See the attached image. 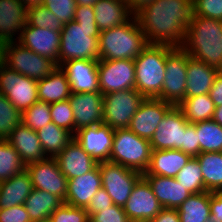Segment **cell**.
<instances>
[{
	"mask_svg": "<svg viewBox=\"0 0 222 222\" xmlns=\"http://www.w3.org/2000/svg\"><path fill=\"white\" fill-rule=\"evenodd\" d=\"M113 205L111 197L105 191L103 187H101L97 193L90 200L86 211L91 218L94 214H97L99 211L105 208H109Z\"/></svg>",
	"mask_w": 222,
	"mask_h": 222,
	"instance_id": "cell-48",
	"label": "cell"
},
{
	"mask_svg": "<svg viewBox=\"0 0 222 222\" xmlns=\"http://www.w3.org/2000/svg\"><path fill=\"white\" fill-rule=\"evenodd\" d=\"M210 214L222 222V191L210 192Z\"/></svg>",
	"mask_w": 222,
	"mask_h": 222,
	"instance_id": "cell-50",
	"label": "cell"
},
{
	"mask_svg": "<svg viewBox=\"0 0 222 222\" xmlns=\"http://www.w3.org/2000/svg\"><path fill=\"white\" fill-rule=\"evenodd\" d=\"M209 96L214 102L215 107L222 106V72H218L215 76Z\"/></svg>",
	"mask_w": 222,
	"mask_h": 222,
	"instance_id": "cell-51",
	"label": "cell"
},
{
	"mask_svg": "<svg viewBox=\"0 0 222 222\" xmlns=\"http://www.w3.org/2000/svg\"><path fill=\"white\" fill-rule=\"evenodd\" d=\"M52 122L74 134V115L69 99L50 104Z\"/></svg>",
	"mask_w": 222,
	"mask_h": 222,
	"instance_id": "cell-42",
	"label": "cell"
},
{
	"mask_svg": "<svg viewBox=\"0 0 222 222\" xmlns=\"http://www.w3.org/2000/svg\"><path fill=\"white\" fill-rule=\"evenodd\" d=\"M194 16L222 21V0H192Z\"/></svg>",
	"mask_w": 222,
	"mask_h": 222,
	"instance_id": "cell-45",
	"label": "cell"
},
{
	"mask_svg": "<svg viewBox=\"0 0 222 222\" xmlns=\"http://www.w3.org/2000/svg\"><path fill=\"white\" fill-rule=\"evenodd\" d=\"M21 122L34 131L45 127L52 122L50 104L40 100L36 101L22 113Z\"/></svg>",
	"mask_w": 222,
	"mask_h": 222,
	"instance_id": "cell-40",
	"label": "cell"
},
{
	"mask_svg": "<svg viewBox=\"0 0 222 222\" xmlns=\"http://www.w3.org/2000/svg\"><path fill=\"white\" fill-rule=\"evenodd\" d=\"M43 6L51 11L62 24L74 21L77 6L75 0H44Z\"/></svg>",
	"mask_w": 222,
	"mask_h": 222,
	"instance_id": "cell-44",
	"label": "cell"
},
{
	"mask_svg": "<svg viewBox=\"0 0 222 222\" xmlns=\"http://www.w3.org/2000/svg\"><path fill=\"white\" fill-rule=\"evenodd\" d=\"M150 140L129 128L115 129L109 161L144 174L151 162Z\"/></svg>",
	"mask_w": 222,
	"mask_h": 222,
	"instance_id": "cell-6",
	"label": "cell"
},
{
	"mask_svg": "<svg viewBox=\"0 0 222 222\" xmlns=\"http://www.w3.org/2000/svg\"><path fill=\"white\" fill-rule=\"evenodd\" d=\"M148 45L135 16L128 22L100 32V60L135 59Z\"/></svg>",
	"mask_w": 222,
	"mask_h": 222,
	"instance_id": "cell-4",
	"label": "cell"
},
{
	"mask_svg": "<svg viewBox=\"0 0 222 222\" xmlns=\"http://www.w3.org/2000/svg\"><path fill=\"white\" fill-rule=\"evenodd\" d=\"M212 119L222 126V106L215 107V111H214V115Z\"/></svg>",
	"mask_w": 222,
	"mask_h": 222,
	"instance_id": "cell-55",
	"label": "cell"
},
{
	"mask_svg": "<svg viewBox=\"0 0 222 222\" xmlns=\"http://www.w3.org/2000/svg\"><path fill=\"white\" fill-rule=\"evenodd\" d=\"M0 61L8 68L37 81L58 68L53 60L33 52L17 41L0 45Z\"/></svg>",
	"mask_w": 222,
	"mask_h": 222,
	"instance_id": "cell-7",
	"label": "cell"
},
{
	"mask_svg": "<svg viewBox=\"0 0 222 222\" xmlns=\"http://www.w3.org/2000/svg\"><path fill=\"white\" fill-rule=\"evenodd\" d=\"M145 97L135 88L103 95V123L113 130L128 128Z\"/></svg>",
	"mask_w": 222,
	"mask_h": 222,
	"instance_id": "cell-9",
	"label": "cell"
},
{
	"mask_svg": "<svg viewBox=\"0 0 222 222\" xmlns=\"http://www.w3.org/2000/svg\"><path fill=\"white\" fill-rule=\"evenodd\" d=\"M62 203L58 196L33 188L25 200L24 207L31 221H38L48 219Z\"/></svg>",
	"mask_w": 222,
	"mask_h": 222,
	"instance_id": "cell-31",
	"label": "cell"
},
{
	"mask_svg": "<svg viewBox=\"0 0 222 222\" xmlns=\"http://www.w3.org/2000/svg\"><path fill=\"white\" fill-rule=\"evenodd\" d=\"M99 89L104 94L135 88L133 59L99 60Z\"/></svg>",
	"mask_w": 222,
	"mask_h": 222,
	"instance_id": "cell-12",
	"label": "cell"
},
{
	"mask_svg": "<svg viewBox=\"0 0 222 222\" xmlns=\"http://www.w3.org/2000/svg\"><path fill=\"white\" fill-rule=\"evenodd\" d=\"M32 222H51L50 219H44V220H38V221H32Z\"/></svg>",
	"mask_w": 222,
	"mask_h": 222,
	"instance_id": "cell-58",
	"label": "cell"
},
{
	"mask_svg": "<svg viewBox=\"0 0 222 222\" xmlns=\"http://www.w3.org/2000/svg\"><path fill=\"white\" fill-rule=\"evenodd\" d=\"M172 107V104L161 99L145 98L133 115L128 128L139 137L150 140Z\"/></svg>",
	"mask_w": 222,
	"mask_h": 222,
	"instance_id": "cell-17",
	"label": "cell"
},
{
	"mask_svg": "<svg viewBox=\"0 0 222 222\" xmlns=\"http://www.w3.org/2000/svg\"><path fill=\"white\" fill-rule=\"evenodd\" d=\"M71 94L68 78L60 67L44 79L38 80V99L40 101L52 104L69 99Z\"/></svg>",
	"mask_w": 222,
	"mask_h": 222,
	"instance_id": "cell-30",
	"label": "cell"
},
{
	"mask_svg": "<svg viewBox=\"0 0 222 222\" xmlns=\"http://www.w3.org/2000/svg\"><path fill=\"white\" fill-rule=\"evenodd\" d=\"M163 208L177 209L192 193L175 177L143 175Z\"/></svg>",
	"mask_w": 222,
	"mask_h": 222,
	"instance_id": "cell-25",
	"label": "cell"
},
{
	"mask_svg": "<svg viewBox=\"0 0 222 222\" xmlns=\"http://www.w3.org/2000/svg\"><path fill=\"white\" fill-rule=\"evenodd\" d=\"M98 62L77 59L68 60L59 66L68 78L72 93L100 92Z\"/></svg>",
	"mask_w": 222,
	"mask_h": 222,
	"instance_id": "cell-19",
	"label": "cell"
},
{
	"mask_svg": "<svg viewBox=\"0 0 222 222\" xmlns=\"http://www.w3.org/2000/svg\"><path fill=\"white\" fill-rule=\"evenodd\" d=\"M55 159L67 179L82 176L98 164L75 139Z\"/></svg>",
	"mask_w": 222,
	"mask_h": 222,
	"instance_id": "cell-23",
	"label": "cell"
},
{
	"mask_svg": "<svg viewBox=\"0 0 222 222\" xmlns=\"http://www.w3.org/2000/svg\"><path fill=\"white\" fill-rule=\"evenodd\" d=\"M148 222H180L177 209L163 208L159 214Z\"/></svg>",
	"mask_w": 222,
	"mask_h": 222,
	"instance_id": "cell-52",
	"label": "cell"
},
{
	"mask_svg": "<svg viewBox=\"0 0 222 222\" xmlns=\"http://www.w3.org/2000/svg\"><path fill=\"white\" fill-rule=\"evenodd\" d=\"M148 44L182 45L194 17L192 0H154L134 13Z\"/></svg>",
	"mask_w": 222,
	"mask_h": 222,
	"instance_id": "cell-1",
	"label": "cell"
},
{
	"mask_svg": "<svg viewBox=\"0 0 222 222\" xmlns=\"http://www.w3.org/2000/svg\"><path fill=\"white\" fill-rule=\"evenodd\" d=\"M49 219L51 222H90L86 209L73 207L64 202L50 215Z\"/></svg>",
	"mask_w": 222,
	"mask_h": 222,
	"instance_id": "cell-43",
	"label": "cell"
},
{
	"mask_svg": "<svg viewBox=\"0 0 222 222\" xmlns=\"http://www.w3.org/2000/svg\"><path fill=\"white\" fill-rule=\"evenodd\" d=\"M26 19L27 9L19 0H0V45L18 41Z\"/></svg>",
	"mask_w": 222,
	"mask_h": 222,
	"instance_id": "cell-22",
	"label": "cell"
},
{
	"mask_svg": "<svg viewBox=\"0 0 222 222\" xmlns=\"http://www.w3.org/2000/svg\"><path fill=\"white\" fill-rule=\"evenodd\" d=\"M7 141L18 152L25 165L46 159L36 131L22 122L12 131Z\"/></svg>",
	"mask_w": 222,
	"mask_h": 222,
	"instance_id": "cell-24",
	"label": "cell"
},
{
	"mask_svg": "<svg viewBox=\"0 0 222 222\" xmlns=\"http://www.w3.org/2000/svg\"><path fill=\"white\" fill-rule=\"evenodd\" d=\"M90 222H130L123 207L113 204L90 218Z\"/></svg>",
	"mask_w": 222,
	"mask_h": 222,
	"instance_id": "cell-46",
	"label": "cell"
},
{
	"mask_svg": "<svg viewBox=\"0 0 222 222\" xmlns=\"http://www.w3.org/2000/svg\"><path fill=\"white\" fill-rule=\"evenodd\" d=\"M206 222H221L219 219H214L210 217Z\"/></svg>",
	"mask_w": 222,
	"mask_h": 222,
	"instance_id": "cell-57",
	"label": "cell"
},
{
	"mask_svg": "<svg viewBox=\"0 0 222 222\" xmlns=\"http://www.w3.org/2000/svg\"><path fill=\"white\" fill-rule=\"evenodd\" d=\"M74 115V134L86 126L103 124V94L72 93L69 98Z\"/></svg>",
	"mask_w": 222,
	"mask_h": 222,
	"instance_id": "cell-20",
	"label": "cell"
},
{
	"mask_svg": "<svg viewBox=\"0 0 222 222\" xmlns=\"http://www.w3.org/2000/svg\"><path fill=\"white\" fill-rule=\"evenodd\" d=\"M32 190L31 178L26 169L0 182V209L23 205Z\"/></svg>",
	"mask_w": 222,
	"mask_h": 222,
	"instance_id": "cell-29",
	"label": "cell"
},
{
	"mask_svg": "<svg viewBox=\"0 0 222 222\" xmlns=\"http://www.w3.org/2000/svg\"><path fill=\"white\" fill-rule=\"evenodd\" d=\"M26 24L32 27L61 31L64 24L57 20L56 16L45 6L32 7L27 10Z\"/></svg>",
	"mask_w": 222,
	"mask_h": 222,
	"instance_id": "cell-41",
	"label": "cell"
},
{
	"mask_svg": "<svg viewBox=\"0 0 222 222\" xmlns=\"http://www.w3.org/2000/svg\"><path fill=\"white\" fill-rule=\"evenodd\" d=\"M102 187L99 163L88 173L68 179L64 203L86 209L90 200Z\"/></svg>",
	"mask_w": 222,
	"mask_h": 222,
	"instance_id": "cell-21",
	"label": "cell"
},
{
	"mask_svg": "<svg viewBox=\"0 0 222 222\" xmlns=\"http://www.w3.org/2000/svg\"><path fill=\"white\" fill-rule=\"evenodd\" d=\"M189 124L178 106H173L159 123L150 139L152 150H179L183 145L184 134Z\"/></svg>",
	"mask_w": 222,
	"mask_h": 222,
	"instance_id": "cell-14",
	"label": "cell"
},
{
	"mask_svg": "<svg viewBox=\"0 0 222 222\" xmlns=\"http://www.w3.org/2000/svg\"><path fill=\"white\" fill-rule=\"evenodd\" d=\"M191 156L177 149L152 150L151 162L143 175L175 177Z\"/></svg>",
	"mask_w": 222,
	"mask_h": 222,
	"instance_id": "cell-27",
	"label": "cell"
},
{
	"mask_svg": "<svg viewBox=\"0 0 222 222\" xmlns=\"http://www.w3.org/2000/svg\"><path fill=\"white\" fill-rule=\"evenodd\" d=\"M22 114L0 92V140H7L14 128L21 123Z\"/></svg>",
	"mask_w": 222,
	"mask_h": 222,
	"instance_id": "cell-39",
	"label": "cell"
},
{
	"mask_svg": "<svg viewBox=\"0 0 222 222\" xmlns=\"http://www.w3.org/2000/svg\"><path fill=\"white\" fill-rule=\"evenodd\" d=\"M195 124L200 153L222 152V126L213 119Z\"/></svg>",
	"mask_w": 222,
	"mask_h": 222,
	"instance_id": "cell-36",
	"label": "cell"
},
{
	"mask_svg": "<svg viewBox=\"0 0 222 222\" xmlns=\"http://www.w3.org/2000/svg\"><path fill=\"white\" fill-rule=\"evenodd\" d=\"M25 169L26 165L13 146L7 140H0V182L8 180Z\"/></svg>",
	"mask_w": 222,
	"mask_h": 222,
	"instance_id": "cell-37",
	"label": "cell"
},
{
	"mask_svg": "<svg viewBox=\"0 0 222 222\" xmlns=\"http://www.w3.org/2000/svg\"><path fill=\"white\" fill-rule=\"evenodd\" d=\"M28 10L32 7H38L40 5H43L44 0H19Z\"/></svg>",
	"mask_w": 222,
	"mask_h": 222,
	"instance_id": "cell-54",
	"label": "cell"
},
{
	"mask_svg": "<svg viewBox=\"0 0 222 222\" xmlns=\"http://www.w3.org/2000/svg\"><path fill=\"white\" fill-rule=\"evenodd\" d=\"M0 222H32L24 204L0 209Z\"/></svg>",
	"mask_w": 222,
	"mask_h": 222,
	"instance_id": "cell-49",
	"label": "cell"
},
{
	"mask_svg": "<svg viewBox=\"0 0 222 222\" xmlns=\"http://www.w3.org/2000/svg\"><path fill=\"white\" fill-rule=\"evenodd\" d=\"M219 71L190 55L187 62L186 97L209 94Z\"/></svg>",
	"mask_w": 222,
	"mask_h": 222,
	"instance_id": "cell-28",
	"label": "cell"
},
{
	"mask_svg": "<svg viewBox=\"0 0 222 222\" xmlns=\"http://www.w3.org/2000/svg\"><path fill=\"white\" fill-rule=\"evenodd\" d=\"M93 7L100 32L125 24L134 16L125 0H98Z\"/></svg>",
	"mask_w": 222,
	"mask_h": 222,
	"instance_id": "cell-26",
	"label": "cell"
},
{
	"mask_svg": "<svg viewBox=\"0 0 222 222\" xmlns=\"http://www.w3.org/2000/svg\"><path fill=\"white\" fill-rule=\"evenodd\" d=\"M178 108L190 124L211 120L215 111L214 102L209 94L185 97Z\"/></svg>",
	"mask_w": 222,
	"mask_h": 222,
	"instance_id": "cell-35",
	"label": "cell"
},
{
	"mask_svg": "<svg viewBox=\"0 0 222 222\" xmlns=\"http://www.w3.org/2000/svg\"><path fill=\"white\" fill-rule=\"evenodd\" d=\"M130 221L148 222L163 209L148 181L142 176L135 184L129 199L123 206Z\"/></svg>",
	"mask_w": 222,
	"mask_h": 222,
	"instance_id": "cell-15",
	"label": "cell"
},
{
	"mask_svg": "<svg viewBox=\"0 0 222 222\" xmlns=\"http://www.w3.org/2000/svg\"><path fill=\"white\" fill-rule=\"evenodd\" d=\"M113 137L114 130L104 123L80 128L74 134V139L97 163L109 161Z\"/></svg>",
	"mask_w": 222,
	"mask_h": 222,
	"instance_id": "cell-16",
	"label": "cell"
},
{
	"mask_svg": "<svg viewBox=\"0 0 222 222\" xmlns=\"http://www.w3.org/2000/svg\"><path fill=\"white\" fill-rule=\"evenodd\" d=\"M175 179L192 194L206 191L202 170L196 157L190 158L175 176Z\"/></svg>",
	"mask_w": 222,
	"mask_h": 222,
	"instance_id": "cell-38",
	"label": "cell"
},
{
	"mask_svg": "<svg viewBox=\"0 0 222 222\" xmlns=\"http://www.w3.org/2000/svg\"><path fill=\"white\" fill-rule=\"evenodd\" d=\"M179 150L189 154L191 157H196L200 154V144L196 134V124H189L186 127V133L184 134L183 138V145Z\"/></svg>",
	"mask_w": 222,
	"mask_h": 222,
	"instance_id": "cell-47",
	"label": "cell"
},
{
	"mask_svg": "<svg viewBox=\"0 0 222 222\" xmlns=\"http://www.w3.org/2000/svg\"><path fill=\"white\" fill-rule=\"evenodd\" d=\"M173 48L165 44H148L134 59L135 89L145 98H157L161 94L166 57Z\"/></svg>",
	"mask_w": 222,
	"mask_h": 222,
	"instance_id": "cell-5",
	"label": "cell"
},
{
	"mask_svg": "<svg viewBox=\"0 0 222 222\" xmlns=\"http://www.w3.org/2000/svg\"><path fill=\"white\" fill-rule=\"evenodd\" d=\"M76 5H82V6H93L98 0H75Z\"/></svg>",
	"mask_w": 222,
	"mask_h": 222,
	"instance_id": "cell-56",
	"label": "cell"
},
{
	"mask_svg": "<svg viewBox=\"0 0 222 222\" xmlns=\"http://www.w3.org/2000/svg\"><path fill=\"white\" fill-rule=\"evenodd\" d=\"M181 47L194 59L222 72V21L194 16Z\"/></svg>",
	"mask_w": 222,
	"mask_h": 222,
	"instance_id": "cell-3",
	"label": "cell"
},
{
	"mask_svg": "<svg viewBox=\"0 0 222 222\" xmlns=\"http://www.w3.org/2000/svg\"><path fill=\"white\" fill-rule=\"evenodd\" d=\"M34 189L48 191L58 196L63 202L67 194L68 179L61 172L55 158L47 157L44 160L26 165Z\"/></svg>",
	"mask_w": 222,
	"mask_h": 222,
	"instance_id": "cell-13",
	"label": "cell"
},
{
	"mask_svg": "<svg viewBox=\"0 0 222 222\" xmlns=\"http://www.w3.org/2000/svg\"><path fill=\"white\" fill-rule=\"evenodd\" d=\"M189 54L181 47H174L166 57L165 77L161 99L178 106L186 97L187 62Z\"/></svg>",
	"mask_w": 222,
	"mask_h": 222,
	"instance_id": "cell-8",
	"label": "cell"
},
{
	"mask_svg": "<svg viewBox=\"0 0 222 222\" xmlns=\"http://www.w3.org/2000/svg\"><path fill=\"white\" fill-rule=\"evenodd\" d=\"M102 187L113 204L123 207L142 173L110 161L99 162Z\"/></svg>",
	"mask_w": 222,
	"mask_h": 222,
	"instance_id": "cell-11",
	"label": "cell"
},
{
	"mask_svg": "<svg viewBox=\"0 0 222 222\" xmlns=\"http://www.w3.org/2000/svg\"><path fill=\"white\" fill-rule=\"evenodd\" d=\"M180 222H206L210 217V192L191 194L178 208Z\"/></svg>",
	"mask_w": 222,
	"mask_h": 222,
	"instance_id": "cell-33",
	"label": "cell"
},
{
	"mask_svg": "<svg viewBox=\"0 0 222 222\" xmlns=\"http://www.w3.org/2000/svg\"><path fill=\"white\" fill-rule=\"evenodd\" d=\"M133 13L154 0H125Z\"/></svg>",
	"mask_w": 222,
	"mask_h": 222,
	"instance_id": "cell-53",
	"label": "cell"
},
{
	"mask_svg": "<svg viewBox=\"0 0 222 222\" xmlns=\"http://www.w3.org/2000/svg\"><path fill=\"white\" fill-rule=\"evenodd\" d=\"M46 157L55 158L74 139V134L53 122L36 131Z\"/></svg>",
	"mask_w": 222,
	"mask_h": 222,
	"instance_id": "cell-32",
	"label": "cell"
},
{
	"mask_svg": "<svg viewBox=\"0 0 222 222\" xmlns=\"http://www.w3.org/2000/svg\"><path fill=\"white\" fill-rule=\"evenodd\" d=\"M100 30L95 21L93 6H76L74 21L61 30L59 66L68 60L99 61Z\"/></svg>",
	"mask_w": 222,
	"mask_h": 222,
	"instance_id": "cell-2",
	"label": "cell"
},
{
	"mask_svg": "<svg viewBox=\"0 0 222 222\" xmlns=\"http://www.w3.org/2000/svg\"><path fill=\"white\" fill-rule=\"evenodd\" d=\"M206 191H222V152H203L196 156Z\"/></svg>",
	"mask_w": 222,
	"mask_h": 222,
	"instance_id": "cell-34",
	"label": "cell"
},
{
	"mask_svg": "<svg viewBox=\"0 0 222 222\" xmlns=\"http://www.w3.org/2000/svg\"><path fill=\"white\" fill-rule=\"evenodd\" d=\"M61 31L25 25L20 32L19 42L33 52L53 60L59 67Z\"/></svg>",
	"mask_w": 222,
	"mask_h": 222,
	"instance_id": "cell-18",
	"label": "cell"
},
{
	"mask_svg": "<svg viewBox=\"0 0 222 222\" xmlns=\"http://www.w3.org/2000/svg\"><path fill=\"white\" fill-rule=\"evenodd\" d=\"M0 92L22 114L38 101V81L24 76L0 61Z\"/></svg>",
	"mask_w": 222,
	"mask_h": 222,
	"instance_id": "cell-10",
	"label": "cell"
}]
</instances>
